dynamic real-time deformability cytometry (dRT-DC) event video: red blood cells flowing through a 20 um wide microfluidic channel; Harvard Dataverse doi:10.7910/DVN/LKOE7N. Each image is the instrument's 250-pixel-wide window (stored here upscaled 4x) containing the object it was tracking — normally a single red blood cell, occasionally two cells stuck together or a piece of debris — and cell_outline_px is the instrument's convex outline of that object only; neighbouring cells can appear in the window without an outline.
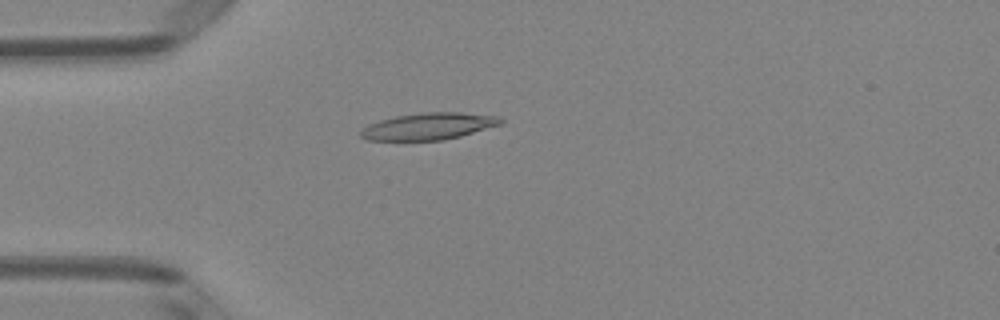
{"species": "Egyptian fruit bat (a non-hibernating species)", "species_latin": "Rousettus aegyptiacus", "temperature_condition": "room temperature", "stored_images_in_passage": 50, "camera_frame_rate_fps": 3000, "um_per_image_px": 0.085, "animal": {"sex": "female"}, "frame": {"image": 1, "passage_image": 14, "time_ms": 4.333, "image_size_px": [1000, 320], "cell_outline_px": [[504, 124], [460, 136], [444, 140], [368, 140], [360, 136], [360, 132], [368, 124], [380, 120], [396, 116], [420, 112], [460, 112], [496, 116], [504, 120]], "centroid_in_image_um": [36.46, 10.73], "position_along_channel_um": 48.5, "area_um2": 21.91}}
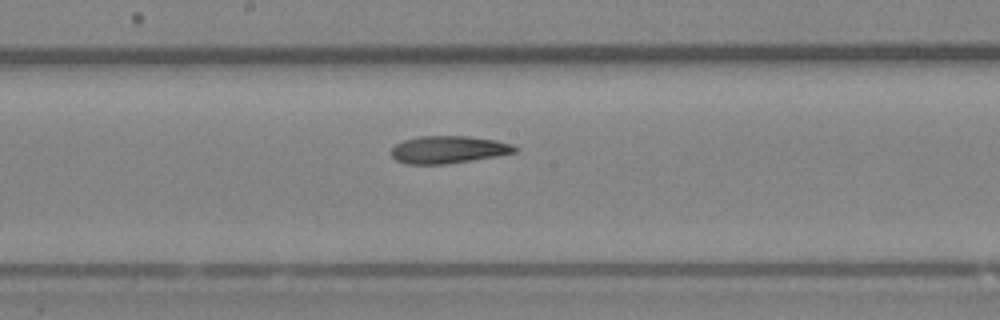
{"frame": {"image": 2, "passage_image": 27, "time_ms": 8.667, "image_size_px": [1000, 320], "cell_outline_px": [[520, 148], [516, 152], [496, 156], [472, 160], [444, 164], [404, 164], [396, 160], [392, 156], [392, 148], [396, 144], [404, 140], [420, 136], [468, 136], [496, 140], [512, 144]], "centroid_in_image_um": [38.13, 12.71], "position_along_channel_um": 210.1, "area_um2": 19.77}}
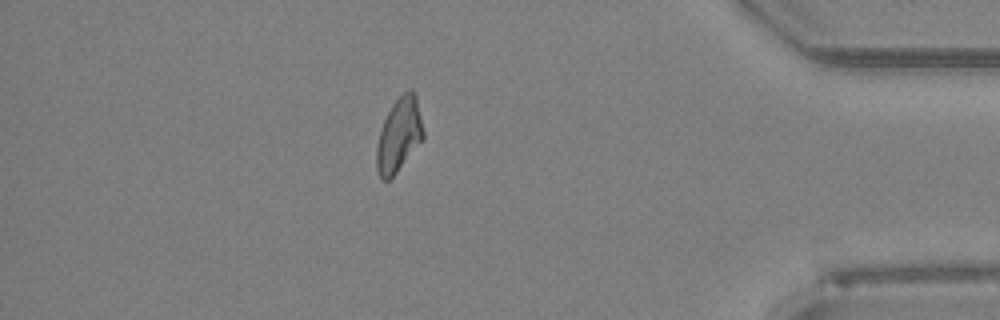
{"frame": {"image": 3, "passage_image": 44, "time_ms": 14.333, "image_size_px": [1000, 320], "cell_outline_px": [[424, 140], [396, 172], [388, 180], [380, 180], [376, 168], [376, 148], [380, 132], [384, 120], [392, 104], [408, 88], [412, 88], [416, 96], [424, 132]], "centroid_in_image_um": [33.92, 11.48], "position_along_channel_um": 401.3, "area_um2": 20.11}, "authors_computed_cell_mechanics": {"area_um2": 20.3456, "velocity_mm_per_s": 4.0518, "shape_relaxation_time_tau1_ms": 10.9492, "shape_relaxation_time_tau2_ms": 5.1606, "deformation_change_tau1": 0.2457, "deformation_change_tau2": 0.1332}}